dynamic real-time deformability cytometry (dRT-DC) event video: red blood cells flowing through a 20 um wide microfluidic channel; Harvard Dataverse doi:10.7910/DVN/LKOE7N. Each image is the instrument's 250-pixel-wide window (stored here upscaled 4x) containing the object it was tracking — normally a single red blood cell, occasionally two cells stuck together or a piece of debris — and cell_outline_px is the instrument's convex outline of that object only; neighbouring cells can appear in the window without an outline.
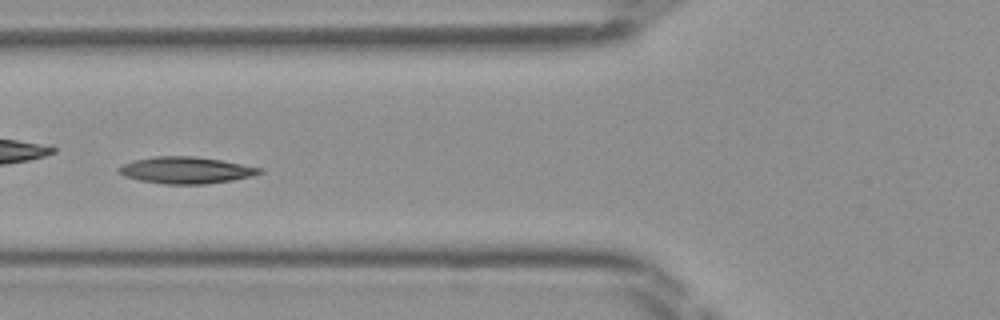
{"species": "Egyptian fruit bat (a non-hibernating species)", "species_latin": "Rousettus aegyptiacus", "temperature_condition": "room temperature", "stored_images_in_passage": 35, "camera_frame_rate_fps": 3000, "um_per_image_px": 0.085, "frame": {"image": 1, "passage_image": 6, "time_ms": 1.667, "image_size_px": [1000, 320], "cell_outline_px": [[264, 172], [252, 176], [232, 180], [204, 184], [164, 184], [140, 180], [124, 176], [116, 172], [116, 168], [132, 160], [156, 156], [196, 156], [220, 160], [264, 168]], "centroid_in_image_um": [15.79, 14.46], "position_along_channel_um": 110.0, "area_um2": 22.02}}
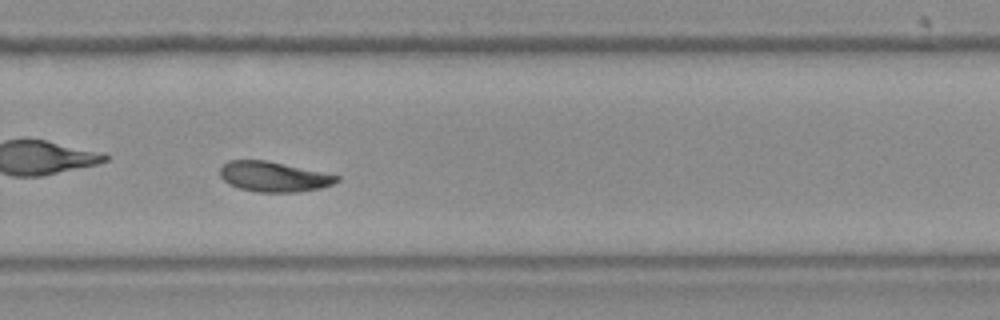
{"frame": {"image": 2, "passage_image": 20, "time_ms": 6.333, "image_size_px": [1000, 320], "cell_outline_px": [[340, 180], [332, 184], [320, 188], [296, 192], [260, 192], [240, 188], [228, 184], [220, 176], [220, 168], [228, 160], [264, 160], [340, 176]], "centroid_in_image_um": [23.24, 15.02], "position_along_channel_um": 306.6, "area_um2": 20.17}}